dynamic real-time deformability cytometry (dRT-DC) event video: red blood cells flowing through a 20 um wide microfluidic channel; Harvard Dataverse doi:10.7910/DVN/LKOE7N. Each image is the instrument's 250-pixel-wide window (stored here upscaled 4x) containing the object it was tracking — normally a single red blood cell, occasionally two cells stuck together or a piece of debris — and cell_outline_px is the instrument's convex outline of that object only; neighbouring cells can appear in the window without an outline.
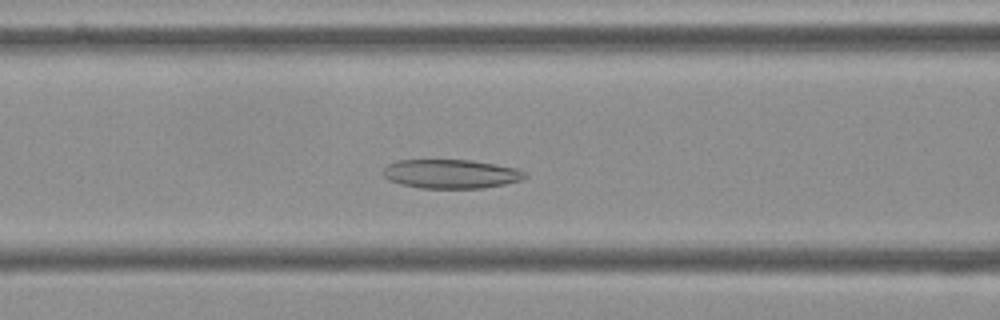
{"species": "Egyptian fruit bat (a non-hibernating species)", "species_latin": "Rousettus aegyptiacus", "temperature_condition": "cold", "stored_images_in_passage": 53, "camera_frame_rate_fps": 3000, "um_per_image_px": 0.085, "frame": {"image": 1, "passage_image": 20, "time_ms": 6.333, "image_size_px": [1000, 320], "cell_outline_px": [[528, 176], [520, 180], [504, 184], [480, 188], [420, 188], [400, 184], [388, 180], [384, 176], [384, 168], [388, 164], [396, 160], [472, 160], [496, 164], [516, 168], [528, 172]], "centroid_in_image_um": [38.34, 14.78], "position_along_channel_um": 128.3, "area_um2": 24.04}}
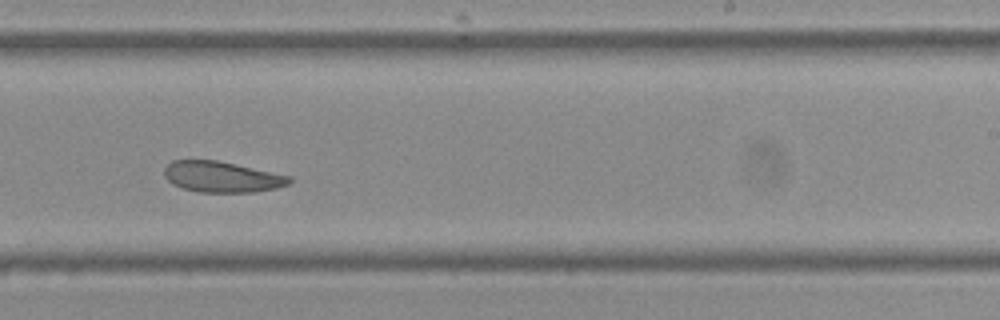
{"frame": {"image": 2, "passage_image": 32, "time_ms": 10.333, "image_size_px": [1000, 320], "cell_outline_px": [[292, 180], [288, 184], [276, 188], [252, 192], [200, 192], [184, 188], [172, 184], [164, 176], [164, 168], [172, 160], [216, 160], [292, 176]], "centroid_in_image_um": [18.85, 15.03], "position_along_channel_um": 270.1, "area_um2": 22.37}}
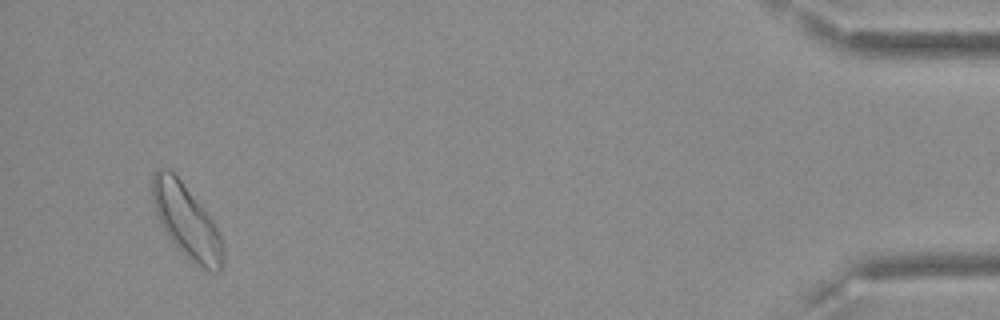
{"frame": {"image": 3, "passage_image": 51, "time_ms": 16.667, "image_size_px": [1000, 320], "cell_outline_px": [[224, 260], [220, 272], [208, 272], [196, 264], [168, 236], [160, 224], [156, 216], [152, 200], [152, 176], [160, 168], [168, 168], [180, 180], [212, 220], [224, 244]], "centroid_in_image_um": [15.86, 18.83], "position_along_channel_um": 419.3, "area_um2": 29.65}, "authors_computed_cell_mechanics": {"area_um2": 25.2586, "velocity_mm_per_s": 3.5527, "shape_relaxation_time_tau1_ms": null, "shape_relaxation_time_tau2_ms": 9.6398, "deformation_change_tau1": null, "deformation_change_tau2": 0.1657}}